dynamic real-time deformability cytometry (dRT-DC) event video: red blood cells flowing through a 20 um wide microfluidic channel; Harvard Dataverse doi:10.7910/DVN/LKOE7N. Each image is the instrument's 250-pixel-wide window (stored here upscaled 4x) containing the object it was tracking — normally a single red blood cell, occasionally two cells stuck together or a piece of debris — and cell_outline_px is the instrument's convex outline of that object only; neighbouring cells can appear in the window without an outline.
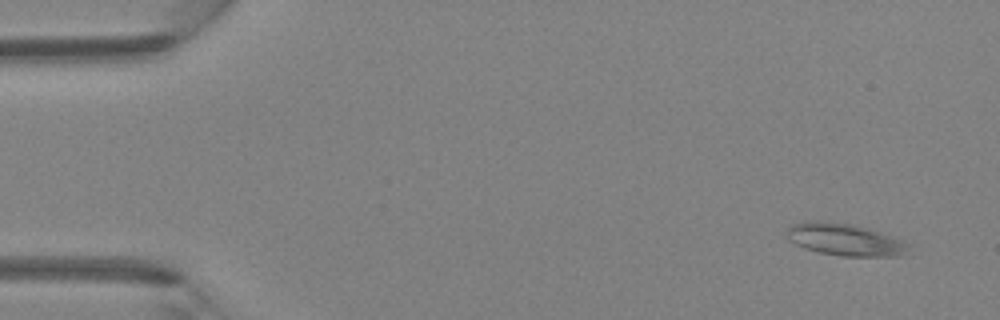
{"species": "Egyptian fruit bat (a non-hibernating species)", "species_latin": "Rousettus aegyptiacus", "temperature_condition": "room temperature", "stored_images_in_passage": 46, "camera_frame_rate_fps": 3000, "um_per_image_px": 0.085, "animal": {"sex": "female"}, "frame": {"image": 1, "passage_image": 3, "time_ms": 0.667, "image_size_px": [1000, 320], "cell_outline_px": [[912, 244], [900, 256], [840, 256], [820, 252], [804, 248], [788, 240], [788, 224], [804, 220], [820, 220], [852, 224], [880, 232]], "centroid_in_image_um": [71.76, 20.35], "position_along_channel_um": 13.2, "area_um2": 22.89}}
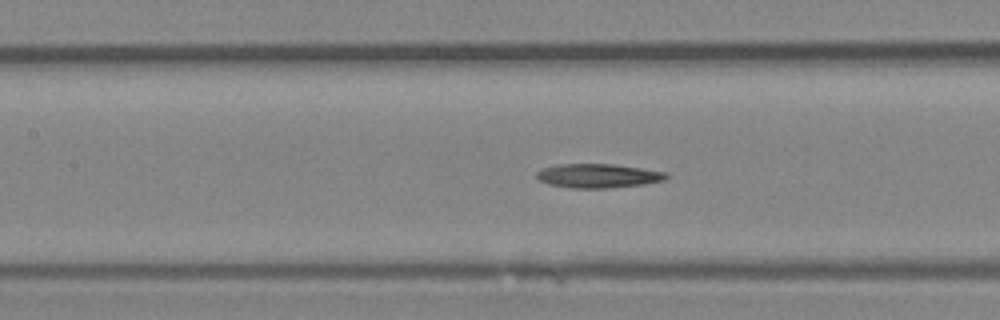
{"frame": {"image": 2, "passage_image": 21, "time_ms": 6.667, "image_size_px": [1000, 320], "cell_outline_px": [[668, 176], [664, 180], [644, 184], [608, 188], [572, 188], [548, 184], [540, 180], [536, 176], [536, 172], [544, 168], [556, 164], [616, 164], [668, 172]], "centroid_in_image_um": [50.85, 14.94], "position_along_channel_um": 156.5, "area_um2": 18.21}}
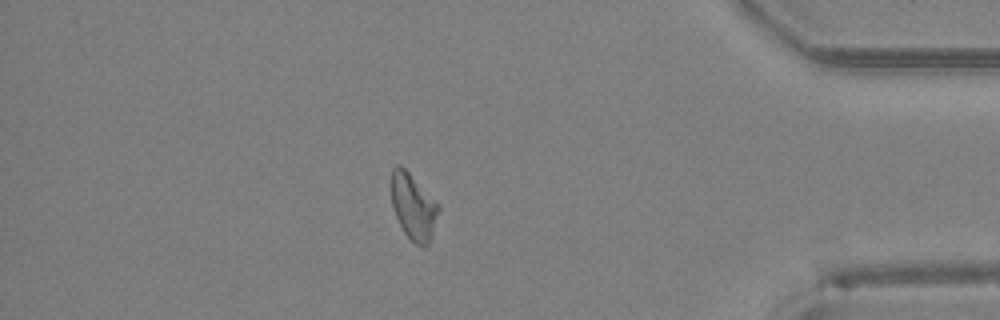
{"frame": {"image": 3, "passage_image": 40, "time_ms": 13.0, "image_size_px": [1000, 320], "cell_outline_px": [[440, 212], [432, 236], [428, 244], [424, 248], [416, 244], [404, 232], [392, 208], [392, 168], [396, 164], [400, 164], [440, 204]], "centroid_in_image_um": [35.17, 17.58], "position_along_channel_um": 400.0, "area_um2": 18.21}}